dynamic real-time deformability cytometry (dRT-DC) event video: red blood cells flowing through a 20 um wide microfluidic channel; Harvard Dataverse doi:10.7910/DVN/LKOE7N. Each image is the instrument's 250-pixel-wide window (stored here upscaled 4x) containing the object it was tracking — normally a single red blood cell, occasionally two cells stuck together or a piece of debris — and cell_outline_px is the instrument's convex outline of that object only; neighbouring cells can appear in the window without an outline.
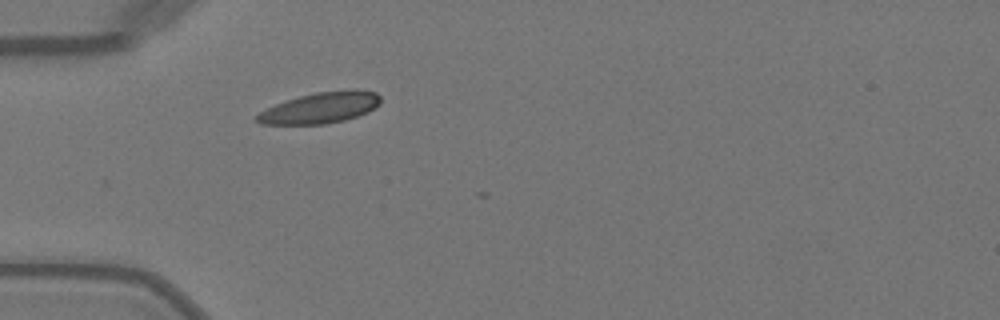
{"species": "Egyptian fruit bat (a non-hibernating species)", "species_latin": "Rousettus aegyptiacus", "temperature_condition": "warm", "stored_images_in_passage": 2, "camera_frame_rate_fps": 3000, "um_per_image_px": 0.085, "animal": {"sex": "female"}, "frame": {"image": 1, "passage_image": 1, "time_ms": 0.0, "image_size_px": [1000, 320], "cell_outline_px": [[380, 104], [368, 112], [344, 120], [324, 124], [260, 124], [252, 120], [260, 112], [276, 104], [300, 96], [316, 92], [376, 92], [380, 96]], "centroid_in_image_um": [27.16, 9.21], "position_along_channel_um": 57.8, "area_um2": 21.5}}